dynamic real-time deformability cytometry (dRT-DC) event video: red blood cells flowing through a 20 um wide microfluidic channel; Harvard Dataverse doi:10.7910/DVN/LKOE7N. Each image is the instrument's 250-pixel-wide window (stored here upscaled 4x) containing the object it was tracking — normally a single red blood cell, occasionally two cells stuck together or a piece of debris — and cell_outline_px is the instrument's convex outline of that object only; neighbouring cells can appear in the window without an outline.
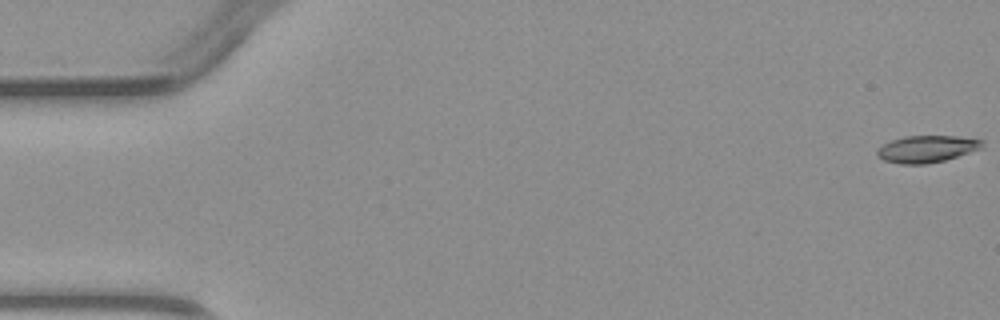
{"species": "common noctule bat (a hibernating species)", "species_latin": "Nyctalus noctula", "temperature_condition": "warm", "stored_images_in_passage": 6, "camera_frame_rate_fps": 3000, "um_per_image_px": 0.085, "animal": {"sex": "male", "body_mass_g": 23.1, "forearm_length_mm": 52.7}, "frame": {"image": 1, "passage_image": 1, "time_ms": 0.0, "image_size_px": [1000, 320], "cell_outline_px": [[984, 148], [944, 160], [924, 164], [900, 164], [884, 160], [876, 156], [876, 152], [884, 144], [892, 140], [904, 136], [960, 136], [984, 140]], "centroid_in_image_um": [78.82, 12.65], "position_along_channel_um": 6.2, "area_um2": 16.53}}
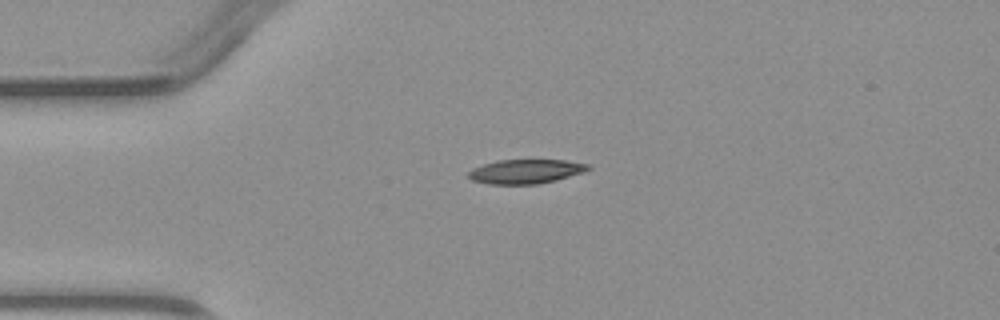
{"frame": {"image": 2, "passage_image": 4, "time_ms": 3.667, "image_size_px": [1000, 320], "cell_outline_px": [[592, 168], [584, 172], [556, 180], [536, 184], [488, 184], [472, 180], [468, 176], [468, 172], [472, 168], [484, 164], [500, 160], [564, 160], [588, 164]], "centroid_in_image_um": [44.69, 14.57], "position_along_channel_um": 40.3, "area_um2": 16.82}}
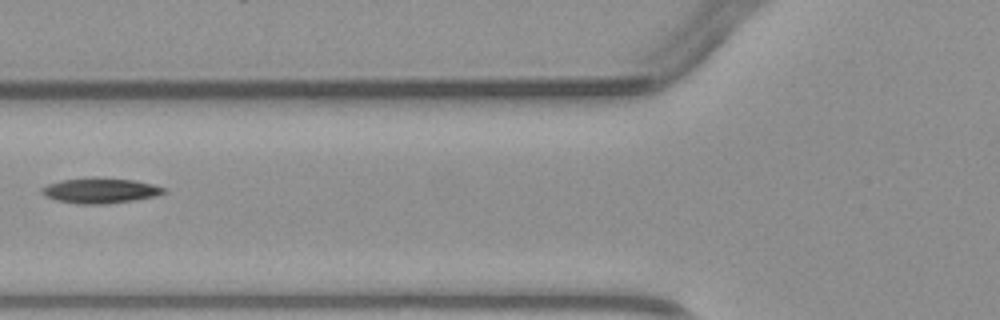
{"frame": {"image": 3, "passage_image": 6, "time_ms": 6.0, "image_size_px": [1000, 320], "cell_outline_px": [[164, 192], [152, 196], [132, 200], [104, 204], [80, 204], [56, 200], [44, 196], [40, 192], [40, 188], [48, 184], [60, 180], [92, 176], [96, 176], [136, 180], [152, 184], [164, 188]], "centroid_in_image_um": [8.43, 16.17], "position_along_channel_um": 117.4, "area_um2": 18.09}}